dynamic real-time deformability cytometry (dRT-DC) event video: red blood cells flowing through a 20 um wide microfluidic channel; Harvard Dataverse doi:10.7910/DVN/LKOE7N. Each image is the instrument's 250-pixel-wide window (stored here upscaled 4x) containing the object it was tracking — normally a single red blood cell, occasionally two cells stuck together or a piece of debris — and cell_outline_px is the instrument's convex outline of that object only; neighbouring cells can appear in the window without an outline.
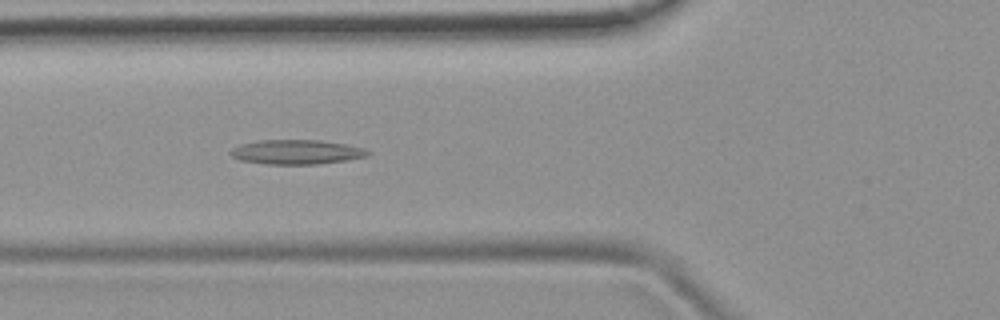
{"species": "common noctule bat (a hibernating species)", "species_latin": "Nyctalus noctula", "temperature_condition": "room temperature", "stored_images_in_passage": 52, "camera_frame_rate_fps": 3000, "um_per_image_px": 0.085, "animal": {"sex": "female", "body_mass_g": 19.9}, "frame": {"image": 1, "passage_image": 19, "time_ms": 6.0, "image_size_px": [1000, 320], "cell_outline_px": [[372, 152], [368, 156], [348, 160], [320, 164], [268, 164], [240, 160], [232, 156], [228, 152], [232, 148], [240, 144], [256, 140], [320, 140], [344, 144], [364, 148]], "centroid_in_image_um": [25.2, 12.92], "position_along_channel_um": 100.6, "area_um2": 19.71}}
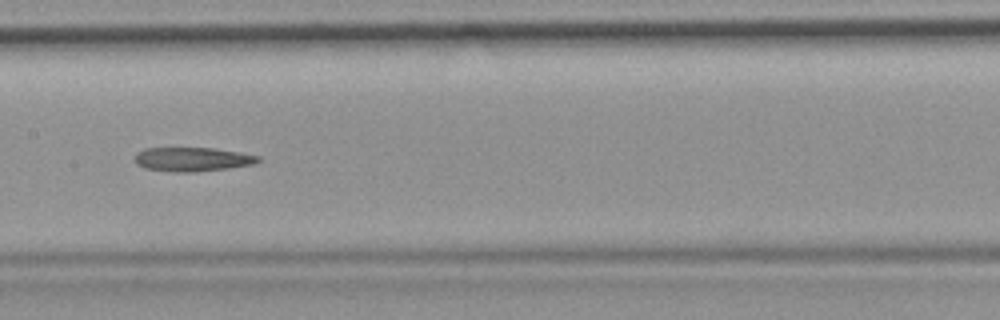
{"frame": {"image": 2, "passage_image": 26, "time_ms": 8.333, "image_size_px": [1000, 320], "cell_outline_px": [[260, 160], [256, 164], [228, 168], [196, 172], [176, 172], [144, 168], [136, 164], [136, 152], [144, 148], [212, 148], [240, 152], [260, 156]], "centroid_in_image_um": [16.37, 13.54], "position_along_channel_um": 191.0, "area_um2": 17.34}}
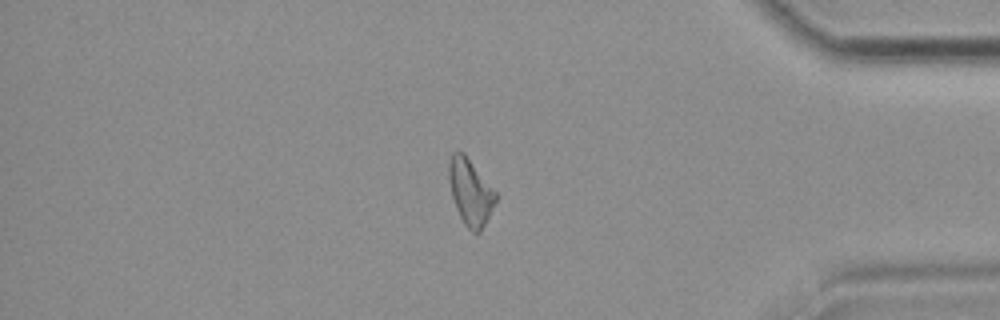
{"frame": {"image": 3, "passage_image": 44, "time_ms": 14.333, "image_size_px": [1000, 320], "cell_outline_px": [[496, 200], [480, 232], [472, 232], [464, 224], [456, 208], [452, 196], [448, 180], [448, 164], [452, 152], [464, 152], [496, 192]], "centroid_in_image_um": [39.95, 16.29], "position_along_channel_um": 395.2, "area_um2": 17.8}}